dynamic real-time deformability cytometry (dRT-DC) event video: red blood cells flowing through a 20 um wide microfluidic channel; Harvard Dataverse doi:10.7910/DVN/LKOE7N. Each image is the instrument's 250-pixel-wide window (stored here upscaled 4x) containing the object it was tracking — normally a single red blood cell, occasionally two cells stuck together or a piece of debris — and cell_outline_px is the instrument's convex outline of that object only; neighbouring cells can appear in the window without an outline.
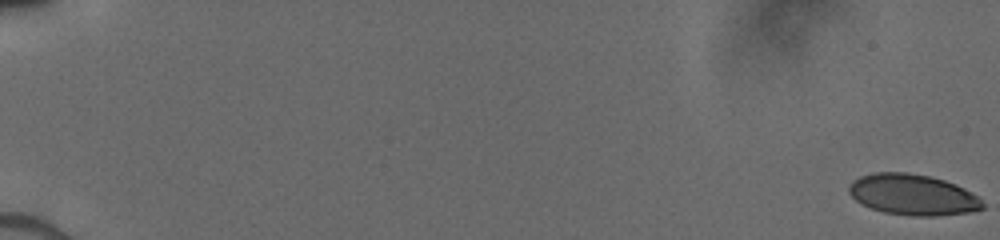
{"species": "human", "species_latin": "Homo sapiens", "temperature_condition": "cold", "stored_images_in_passage": 27, "camera_frame_rate_fps": 3000, "um_per_image_px": 0.085, "donor": {"sex": "male"}, "frame": {"image": 1, "passage_image": 1, "time_ms": 0.0, "image_size_px": [1000, 240], "cell_outline_px": [[984, 208], [968, 212], [936, 216], [916, 216], [884, 212], [860, 204], [848, 192], [848, 184], [852, 180], [860, 176], [872, 172], [908, 172], [932, 176], [956, 184], [980, 196], [984, 204]], "centroid_in_image_um": [77.58, 16.53], "position_along_channel_um": 7.4, "area_um2": 32.19}}
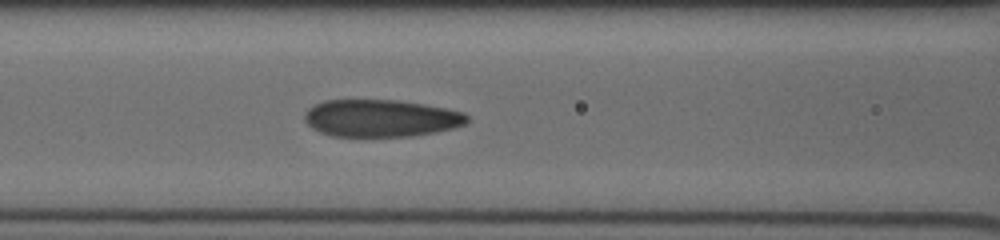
{"frame": {"image": 2, "passage_image": 20, "time_ms": 8.333, "image_size_px": [1000, 240], "cell_outline_px": [[468, 124], [456, 128], [436, 132], [412, 136], [332, 136], [320, 132], [312, 128], [304, 120], [304, 116], [308, 108], [312, 104], [324, 100], [396, 100], [444, 108], [464, 112], [468, 116]], "centroid_in_image_um": [32.38, 10.05], "position_along_channel_um": 134.2, "area_um2": 35.43}}
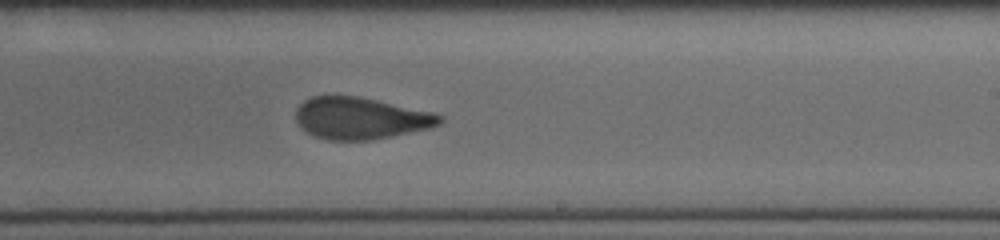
{"frame": {"image": 3, "passage_image": 27, "time_ms": 11.333, "image_size_px": [1000, 240], "cell_outline_px": [[444, 120], [440, 124], [432, 128], [372, 140], [328, 140], [316, 136], [308, 132], [296, 120], [296, 108], [304, 100], [312, 96], [356, 96], [376, 100], [432, 112], [444, 116]], "centroid_in_image_um": [30.68, 10.05], "position_along_channel_um": 258.3, "area_um2": 34.91}}